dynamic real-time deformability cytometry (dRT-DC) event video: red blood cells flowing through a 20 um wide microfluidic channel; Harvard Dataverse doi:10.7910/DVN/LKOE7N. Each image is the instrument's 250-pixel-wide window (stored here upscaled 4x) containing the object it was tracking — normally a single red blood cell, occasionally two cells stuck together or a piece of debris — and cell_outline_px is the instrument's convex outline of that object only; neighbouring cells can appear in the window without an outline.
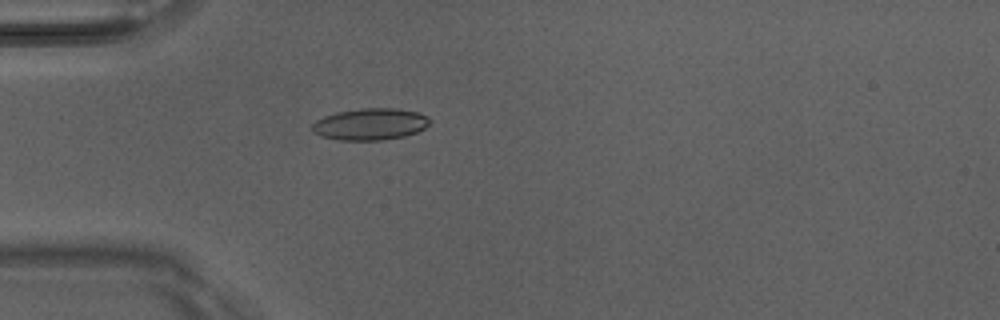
{"species": "Egyptian fruit bat (a non-hibernating species)", "species_latin": "Rousettus aegyptiacus", "temperature_condition": "room temperature", "stored_images_in_passage": 5, "camera_frame_rate_fps": 3000, "um_per_image_px": 0.085, "animal": {"sex": "male"}, "frame": {"image": 1, "passage_image": 5, "time_ms": 1.333, "image_size_px": [1000, 320], "cell_outline_px": [[432, 120], [424, 128], [416, 132], [404, 136], [380, 140], [340, 140], [320, 136], [312, 132], [312, 124], [316, 120], [324, 116], [336, 112], [360, 108], [396, 108], [416, 112]], "centroid_in_image_um": [31.42, 10.55], "position_along_channel_um": 53.6, "area_um2": 21.68}}